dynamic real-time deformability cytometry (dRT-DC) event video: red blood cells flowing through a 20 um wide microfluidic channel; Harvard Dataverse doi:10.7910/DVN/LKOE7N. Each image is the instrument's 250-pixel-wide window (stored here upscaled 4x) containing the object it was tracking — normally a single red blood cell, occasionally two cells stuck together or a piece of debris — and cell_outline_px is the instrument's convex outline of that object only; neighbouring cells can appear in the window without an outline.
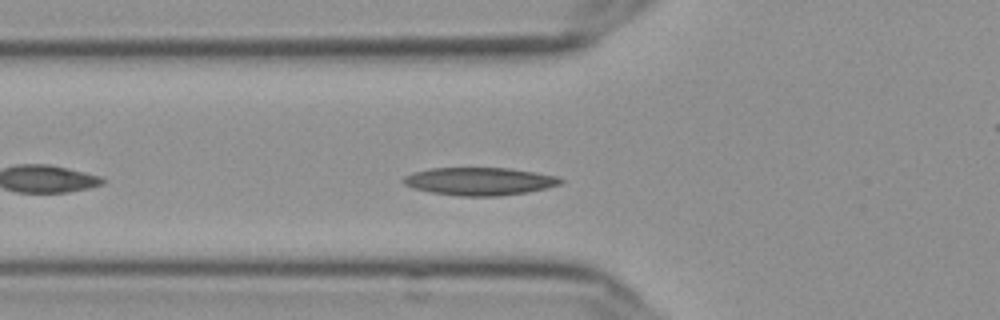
{"species": "Egyptian fruit bat (a non-hibernating species)", "species_latin": "Rousettus aegyptiacus", "temperature_condition": "cold", "stored_images_in_passage": 42, "camera_frame_rate_fps": 3000, "um_per_image_px": 0.085, "frame": {"image": 1, "passage_image": 8, "time_ms": 2.333, "image_size_px": [1000, 320], "cell_outline_px": [[564, 180], [560, 184], [528, 192], [500, 196], [460, 196], [432, 192], [416, 188], [404, 184], [400, 180], [404, 176], [412, 172], [432, 168], [508, 168], [536, 172], [556, 176]], "centroid_in_image_um": [40.75, 15.41], "position_along_channel_um": 85.1, "area_um2": 25.37}}
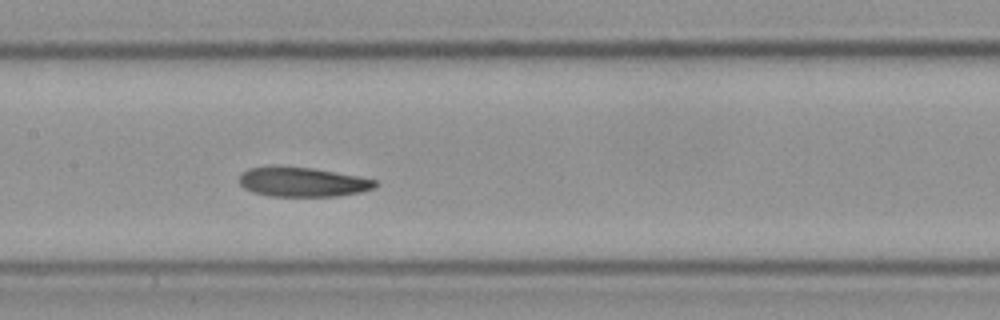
{"frame": {"image": 2, "passage_image": 16, "time_ms": 5.0, "image_size_px": [1000, 320], "cell_outline_px": [[380, 184], [372, 188], [360, 192], [336, 196], [268, 196], [252, 192], [244, 188], [240, 184], [240, 176], [248, 168], [312, 168], [356, 176], [376, 180]], "centroid_in_image_um": [25.74, 15.5], "position_along_channel_um": 181.7, "area_um2": 22.66}}
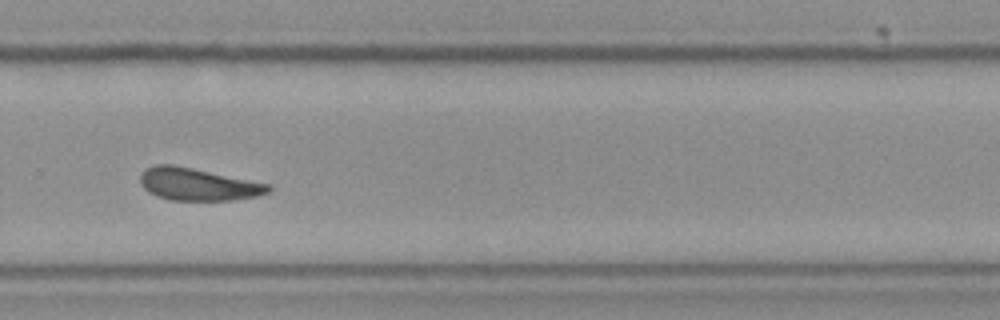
{"frame": {"image": 3, "passage_image": 27, "time_ms": 8.667, "image_size_px": [1000, 320], "cell_outline_px": [[272, 188], [268, 192], [256, 196], [232, 200], [172, 200], [156, 196], [148, 192], [140, 184], [140, 176], [144, 168], [156, 164], [172, 164], [272, 184]], "centroid_in_image_um": [16.81, 15.66], "position_along_channel_um": 313.0, "area_um2": 24.28}}